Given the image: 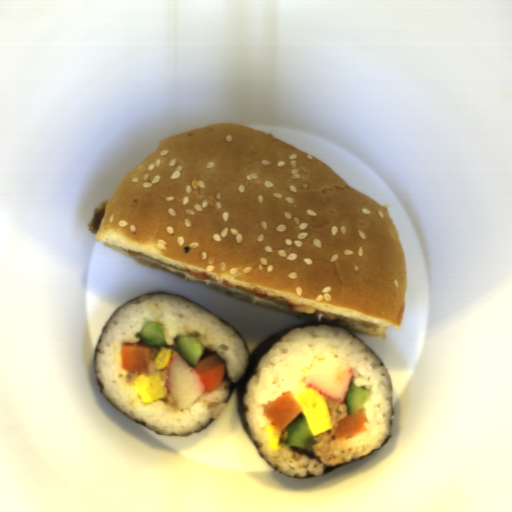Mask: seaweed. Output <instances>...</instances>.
Wrapping results in <instances>:
<instances>
[{
  "instance_id": "1faa68ee",
  "label": "seaweed",
  "mask_w": 512,
  "mask_h": 512,
  "mask_svg": "<svg viewBox=\"0 0 512 512\" xmlns=\"http://www.w3.org/2000/svg\"><path fill=\"white\" fill-rule=\"evenodd\" d=\"M150 294H166V295H174V296H181L185 299H188L192 302H194L195 304H197L198 306H200L201 308L207 310L208 312H210L211 314H213L214 316H216L221 322H224L226 323L230 328H232L235 333L238 335V337L244 342L245 346H246V349L248 351V364H247V367L244 371V373L242 374V376L239 378V380L237 382H232L228 376V373H227V370H226V367H227V364L225 362L224 359H222L217 352H214L212 350H209L207 348L204 347V351L202 353V356L199 360V362L201 360H203L204 358L208 357V356H211V355H217L220 357V359L224 362V365H225V372H224V377L222 379V381H228V384H229V388H228V399L226 401V404L228 403L230 397L232 396V394L234 393V391L236 392L237 394V400H238V407H239V413H240V418H241V422H242V426L245 430V432L247 433L248 437L253 441V438L247 428V424H246V420H245V410H246V407L244 405V396H245V393H246V385L248 383V381L250 380V378L255 374L256 370H257V366H258V361L259 359L264 355L266 354L280 339H282L289 331H291L292 329H301V328H306L308 326H321V325H328L330 328H344L348 331V333L350 335H352L353 337H355L357 340H359L361 343H363L365 346H367L371 351L372 353L381 361V363L383 364V366L385 367V369L387 370L386 368V365L385 363L381 360V358L372 350V348L365 342L363 341L359 336H357L355 333L351 332L350 330H348L346 327L336 323V322H322V321H309V322H306V323H303V324H300V325H295V326H290V327H287V328H284V329H281L279 331H277L276 333L270 335L269 337H267L266 339H264L263 341H261L251 352L249 351V348H248V345L246 343V341L243 339V337L241 336V334L228 322L226 321L225 319L221 318L220 316H218L217 314L213 313L212 311L208 310L207 308L203 307L202 305L198 304L197 302H195L194 300L190 299L189 297L187 296H183V295H179V294H175V293H171V292H149V293H146V294H143V295H140V296H137V297H134L130 300H128L127 302L119 305L115 311L110 315V317L108 318V320L105 322V324L103 325L102 329H101V332L99 334V337H98V340L96 342V345H95V350H94V356H93V362H92V368H93V373H94V377H95V380H96V383H97V386H98V389L103 397L104 400H106L109 404H111L114 408H116L112 403H110L106 397L103 395L102 393V390H103V387H102V384L100 382V380L98 379L97 377V374H96V371H95V368H94V363H95V358H96V355H97V351H98V348H99V345L101 343V340H102V337L104 335V332L110 322V320L112 319V317L115 315V313L117 312L118 309H120L121 307H123L124 305H126L127 303L129 302H132V301H135V300H138L139 298H141L142 296L144 295H150ZM198 362V363H199ZM119 412H121L118 408H116ZM124 416H126L123 412H121ZM128 419L132 420L133 422L139 424L140 426L144 427V428H147L145 427V424H141L138 420H134V419H131L129 418L128 416H126ZM215 420L212 418V419H209L208 423L206 426H204L203 428H201L200 430H197L195 432H192V433H188V434H185V435H178V434H174L172 433L171 435H163V436H192L194 434H197L199 433L200 431H202L203 429H205L206 427H208L210 424H212ZM149 429V428H147ZM151 430V429H149ZM152 432H154L156 435H162L154 430H151ZM254 442V441H253Z\"/></svg>"
},
{
  "instance_id": "45ffbabd",
  "label": "seaweed",
  "mask_w": 512,
  "mask_h": 512,
  "mask_svg": "<svg viewBox=\"0 0 512 512\" xmlns=\"http://www.w3.org/2000/svg\"><path fill=\"white\" fill-rule=\"evenodd\" d=\"M391 437H392V435H390V434H389L388 438L386 439V441L384 442V444H383L380 448H378V449H376V450H374V451H371L370 453L366 454L365 456H363V457H361V458H359V459H357V460H352L350 463H354V462H357V461L363 460V459H365L366 457L370 456L371 454H373V453H375V452L379 451L383 446H385V445H387V444H388V442L390 441ZM347 464H349V463L342 464V465H338V466H334V467H326V468H325V470H324L323 475H325V474H327V473H329V472H331V471H334V470H336V469H339V468H341V467H343V466H345V465H347ZM319 476H321V475H319ZM315 477H318V476H314V475L308 474L306 477L301 478V479H312V478H315Z\"/></svg>"
},
{
  "instance_id": "7513b1e5",
  "label": "seaweed",
  "mask_w": 512,
  "mask_h": 512,
  "mask_svg": "<svg viewBox=\"0 0 512 512\" xmlns=\"http://www.w3.org/2000/svg\"><path fill=\"white\" fill-rule=\"evenodd\" d=\"M292 451L293 452H298V453H302V454H305V455H308L309 458H314L316 461H318L319 463H323L314 453L313 451H306V450H303V449H299V448H296V447H291Z\"/></svg>"
}]
</instances>
